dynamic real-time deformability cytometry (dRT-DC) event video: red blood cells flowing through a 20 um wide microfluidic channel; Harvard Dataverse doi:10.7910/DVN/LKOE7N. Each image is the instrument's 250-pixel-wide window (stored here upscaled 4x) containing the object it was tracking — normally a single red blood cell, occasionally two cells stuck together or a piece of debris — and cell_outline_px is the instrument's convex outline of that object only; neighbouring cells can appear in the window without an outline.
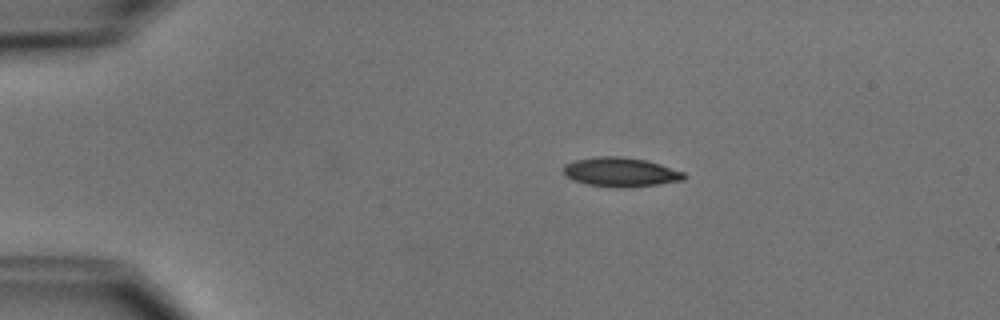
{"species": "common noctule bat (a hibernating species)", "species_latin": "Nyctalus noctula", "temperature_condition": "cold", "stored_images_in_passage": 39, "camera_frame_rate_fps": 3000, "um_per_image_px": 0.085, "animal": {"sex": "male", "body_mass_g": 15.6}, "frame": {"image": 1, "passage_image": 10, "time_ms": 3.0, "image_size_px": [1000, 320], "cell_outline_px": [[684, 180], [656, 184], [624, 188], [620, 188], [588, 184], [572, 180], [564, 172], [564, 164], [572, 160], [596, 156], [620, 156], [648, 160], [684, 172]], "centroid_in_image_um": [52.73, 14.61], "position_along_channel_um": 32.3, "area_um2": 20.52}}
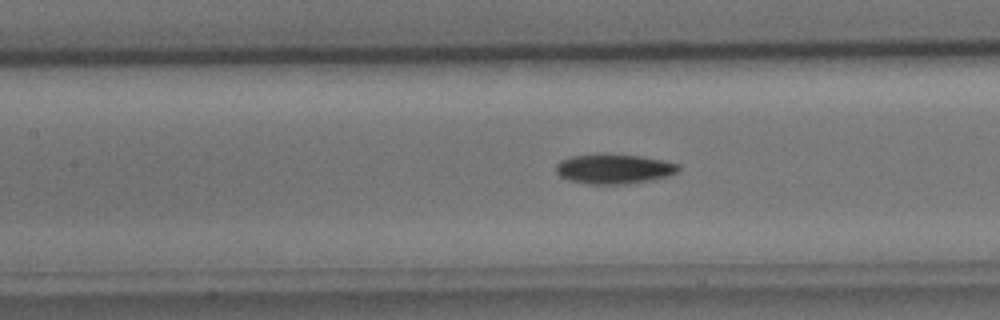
{"frame": {"image": 2, "passage_image": 24, "time_ms": 7.667, "image_size_px": [1000, 320], "cell_outline_px": [[680, 168], [676, 172], [668, 176], [648, 180], [624, 184], [592, 184], [568, 180], [560, 176], [556, 172], [556, 164], [560, 160], [572, 156], [596, 152], [640, 156], [664, 160], [680, 164]], "centroid_in_image_um": [52.16, 14.33], "position_along_channel_um": 155.2, "area_um2": 21.5}}
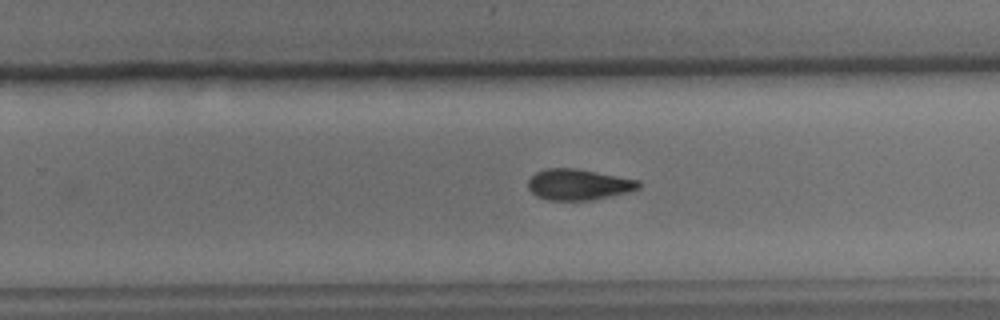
{"frame": {"image": 3, "passage_image": 34, "time_ms": 11.0, "image_size_px": [1000, 320], "cell_outline_px": [[640, 188], [628, 192], [592, 200], [548, 200], [536, 196], [528, 188], [528, 180], [536, 172], [544, 168], [576, 168], [640, 180]], "centroid_in_image_um": [49.17, 15.68], "position_along_channel_um": 280.6, "area_um2": 20.0}}